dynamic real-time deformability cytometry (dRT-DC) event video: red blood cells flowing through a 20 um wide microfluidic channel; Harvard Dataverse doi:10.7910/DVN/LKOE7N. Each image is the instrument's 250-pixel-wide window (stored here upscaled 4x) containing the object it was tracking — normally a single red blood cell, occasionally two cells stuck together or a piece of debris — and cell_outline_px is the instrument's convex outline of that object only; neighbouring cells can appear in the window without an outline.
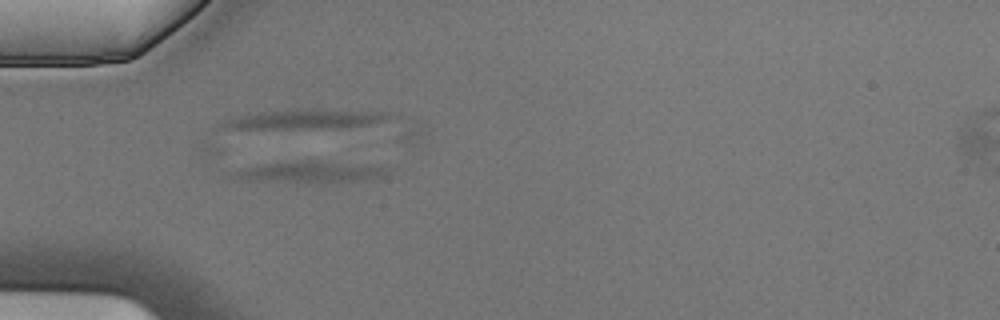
{"species": "Egyptian fruit bat (a non-hibernating species)", "species_latin": "Rousettus aegyptiacus", "temperature_condition": "cold", "stored_images_in_passage": 11, "camera_frame_rate_fps": 3000, "um_per_image_px": 0.085, "animal": {"sex": "male"}, "frame": {"image": 1, "passage_image": 1, "time_ms": 0.0, "image_size_px": [1000, 320], "cell_outline_px": [[396, 168], [380, 176], [364, 180], [324, 184], [308, 184], [236, 180], [224, 176], [228, 172], [240, 168], [264, 164], [296, 160], [316, 160], [372, 164]], "centroid_in_image_um": [26.28, 14.64], "position_along_channel_um": 58.7, "area_um2": 20.98}}